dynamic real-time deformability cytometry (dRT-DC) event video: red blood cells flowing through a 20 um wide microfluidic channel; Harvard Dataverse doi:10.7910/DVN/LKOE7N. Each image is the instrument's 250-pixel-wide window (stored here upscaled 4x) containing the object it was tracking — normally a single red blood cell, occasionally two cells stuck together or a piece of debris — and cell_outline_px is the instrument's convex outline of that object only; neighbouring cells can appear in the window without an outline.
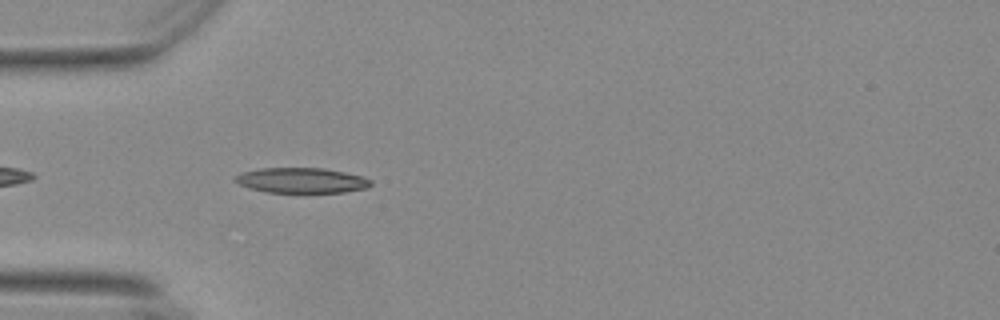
{"species": "Egyptian fruit bat (a non-hibernating species)", "species_latin": "Rousettus aegyptiacus", "temperature_condition": "warm", "stored_images_in_passage": 19, "camera_frame_rate_fps": 3000, "um_per_image_px": 0.085, "animal": {"sex": "female"}, "frame": {"image": 1, "passage_image": 3, "time_ms": 0.667, "image_size_px": [1000, 320], "cell_outline_px": [[372, 184], [364, 188], [344, 192], [268, 192], [248, 188], [232, 180], [236, 176], [244, 172], [260, 168], [324, 168], [364, 176], [372, 180]], "centroid_in_image_um": [25.64, 15.33], "position_along_channel_um": 59.4, "area_um2": 19.83}}
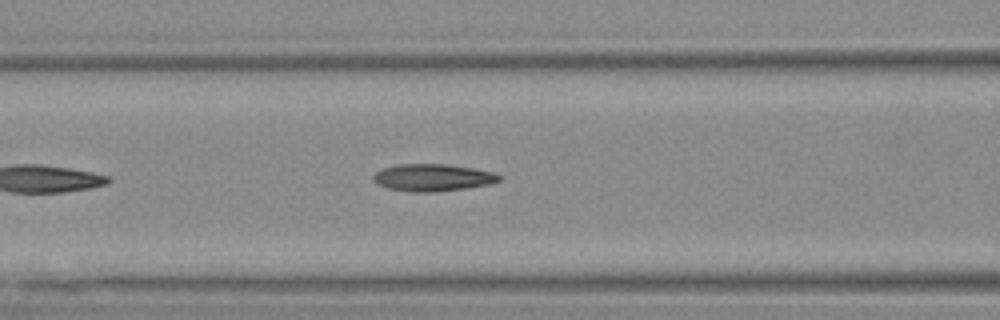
{"frame": {"image": 2, "passage_image": 9, "time_ms": 2.667, "image_size_px": [1000, 320], "cell_outline_px": [[500, 180], [488, 184], [464, 188], [432, 192], [416, 192], [388, 188], [372, 180], [372, 176], [380, 168], [396, 164], [444, 164], [472, 168], [496, 172], [500, 176]], "centroid_in_image_um": [36.74, 15.08], "position_along_channel_um": 129.9, "area_um2": 19.77}}
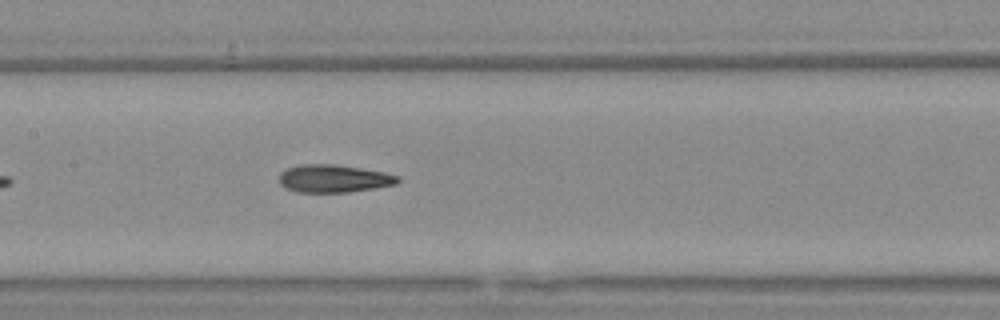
{"frame": {"image": 3, "passage_image": 13, "time_ms": 4.0, "image_size_px": [1000, 320], "cell_outline_px": [[400, 180], [396, 184], [348, 192], [296, 192], [280, 184], [280, 172], [288, 168], [300, 164], [336, 164], [384, 172], [400, 176]], "centroid_in_image_um": [28.37, 15.17], "position_along_channel_um": 179.0, "area_um2": 19.07}}